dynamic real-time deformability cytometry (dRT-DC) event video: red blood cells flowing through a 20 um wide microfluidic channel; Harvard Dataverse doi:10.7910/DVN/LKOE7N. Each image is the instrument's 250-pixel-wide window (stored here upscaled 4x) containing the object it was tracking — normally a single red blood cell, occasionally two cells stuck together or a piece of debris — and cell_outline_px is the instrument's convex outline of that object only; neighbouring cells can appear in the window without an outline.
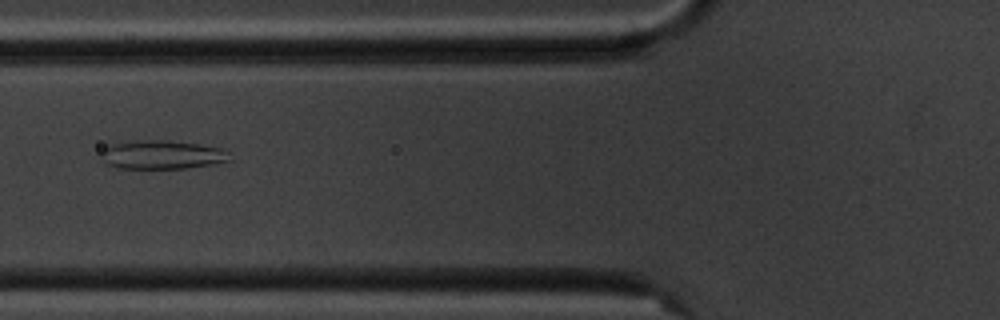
{"species": "common noctule bat (a hibernating species)", "species_latin": "Nyctalus noctula", "temperature_condition": "cold", "stored_images_in_passage": 13, "camera_frame_rate_fps": 3000, "um_per_image_px": 0.085, "animal": {"sex": "male", "body_mass_g": 20.1, "forearm_length_mm": 53.5}, "frame": {"image": 1, "passage_image": 6, "time_ms": 6.667, "image_size_px": [1000, 320], "cell_outline_px": [[232, 160], [212, 164], [184, 168], [116, 168], [108, 164], [104, 160], [100, 152], [108, 144], [140, 140], [168, 140], [200, 144], [220, 148], [228, 152]], "centroid_in_image_um": [13.76, 13.14], "position_along_channel_um": 112.0, "area_um2": 21.5}}
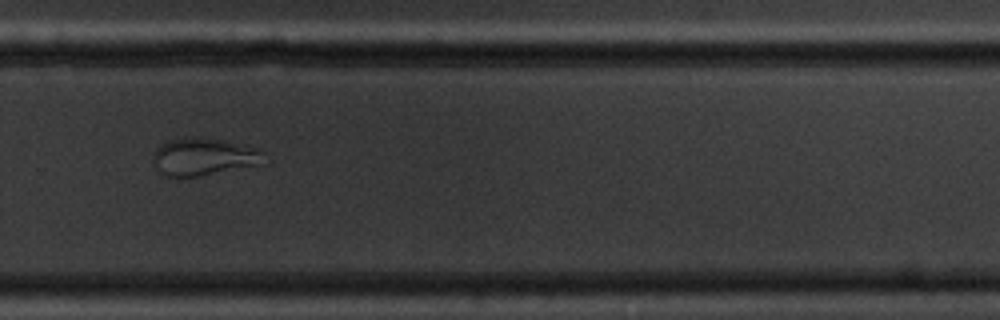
{"frame": {"image": 2, "passage_image": 11, "time_ms": 12.333, "image_size_px": [1000, 320], "cell_outline_px": [[268, 164], [200, 176], [164, 176], [156, 168], [152, 160], [152, 156], [156, 148], [172, 140], [188, 136], [220, 140], [244, 144], [264, 152]], "centroid_in_image_um": [17.39, 13.34], "position_along_channel_um": 312.4, "area_um2": 24.51}}
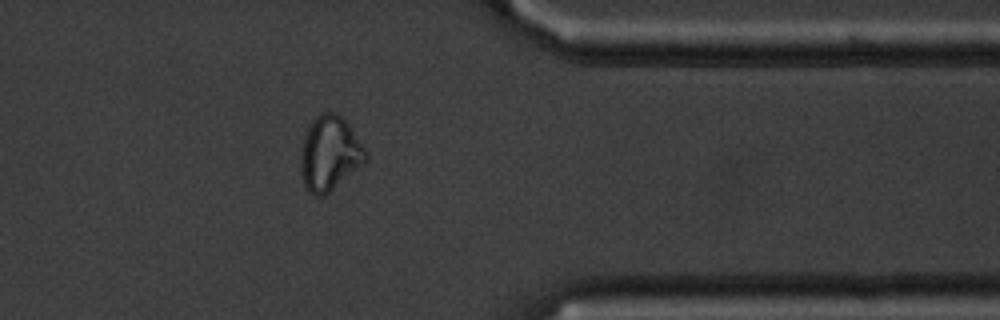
{"frame": {"image": 3, "passage_image": 13, "time_ms": 14.667, "image_size_px": [1000, 320], "cell_outline_px": [[368, 160], [364, 164], [324, 196], [312, 196], [304, 188], [300, 168], [300, 152], [304, 136], [308, 124], [320, 112], [336, 112], [348, 124], [368, 152]], "centroid_in_image_um": [28.0, 13.06], "position_along_channel_um": 383.4, "area_um2": 28.67}, "authors_computed_cell_mechanics": {"area_um2": 28.0908, "velocity_mm_per_s": 3.5317, "shape_relaxation_time_tau1_ms": null, "shape_relaxation_time_tau2_ms": 1.2852, "deformation_change_tau1": null, "deformation_change_tau2": 0.0433}}